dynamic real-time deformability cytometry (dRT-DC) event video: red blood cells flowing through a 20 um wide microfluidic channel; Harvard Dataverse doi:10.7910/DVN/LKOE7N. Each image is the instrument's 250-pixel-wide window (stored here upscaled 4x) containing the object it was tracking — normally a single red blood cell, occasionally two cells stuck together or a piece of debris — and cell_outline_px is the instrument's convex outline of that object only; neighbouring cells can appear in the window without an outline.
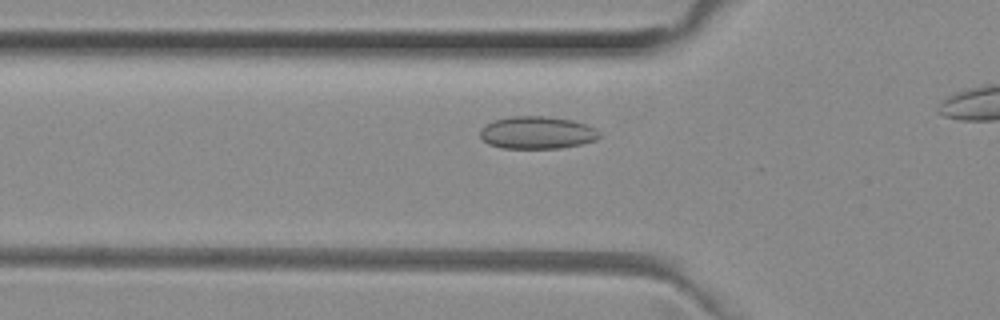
{"species": "common noctule bat (a hibernating species)", "species_latin": "Nyctalus noctula", "temperature_condition": "room temperature", "stored_images_in_passage": 30, "camera_frame_rate_fps": 3000, "um_per_image_px": 0.085, "animal": {"sex": "female", "body_mass_g": 29.2, "forearm_length_mm": 56.3}, "frame": {"image": 1, "passage_image": 6, "time_ms": 1.667, "image_size_px": [1000, 320], "cell_outline_px": [[600, 136], [596, 140], [580, 144], [560, 148], [500, 148], [488, 144], [480, 136], [480, 128], [484, 124], [492, 120], [512, 116], [548, 116], [572, 120], [596, 128], [600, 132]], "centroid_in_image_um": [45.62, 11.27], "position_along_channel_um": 80.2, "area_um2": 22.77}}
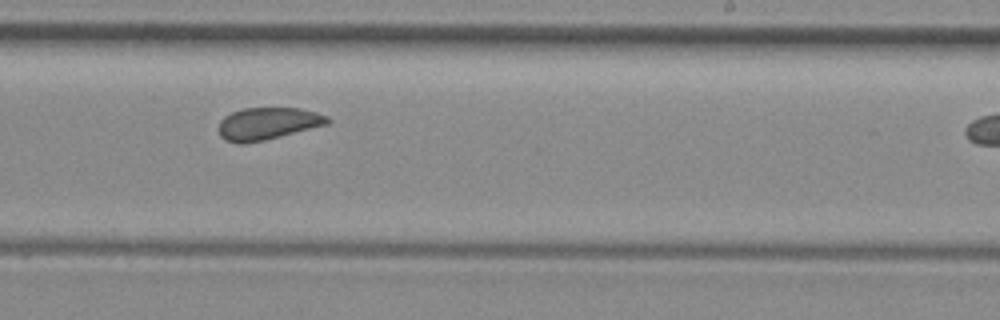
{"frame": {"image": 2, "passage_image": 20, "time_ms": 6.333, "image_size_px": [1000, 320], "cell_outline_px": [[332, 120], [328, 124], [264, 140], [240, 144], [224, 140], [220, 136], [216, 128], [220, 120], [224, 116], [232, 112], [244, 108], [300, 108], [316, 112], [328, 116]], "centroid_in_image_um": [22.72, 10.5], "position_along_channel_um": 266.3, "area_um2": 20.58}}
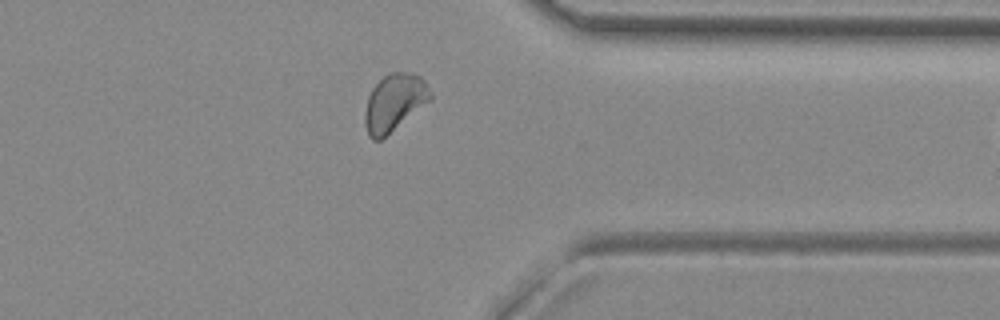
{"frame": {"image": 3, "passage_image": 29, "time_ms": 9.333, "image_size_px": [1000, 320], "cell_outline_px": [[432, 100], [380, 140], [372, 140], [368, 136], [364, 120], [364, 112], [368, 96], [372, 88], [384, 76], [392, 72], [408, 72], [420, 76], [424, 80], [432, 92]], "centroid_in_image_um": [33.52, 8.72], "position_along_channel_um": 377.9, "area_um2": 21.85}}